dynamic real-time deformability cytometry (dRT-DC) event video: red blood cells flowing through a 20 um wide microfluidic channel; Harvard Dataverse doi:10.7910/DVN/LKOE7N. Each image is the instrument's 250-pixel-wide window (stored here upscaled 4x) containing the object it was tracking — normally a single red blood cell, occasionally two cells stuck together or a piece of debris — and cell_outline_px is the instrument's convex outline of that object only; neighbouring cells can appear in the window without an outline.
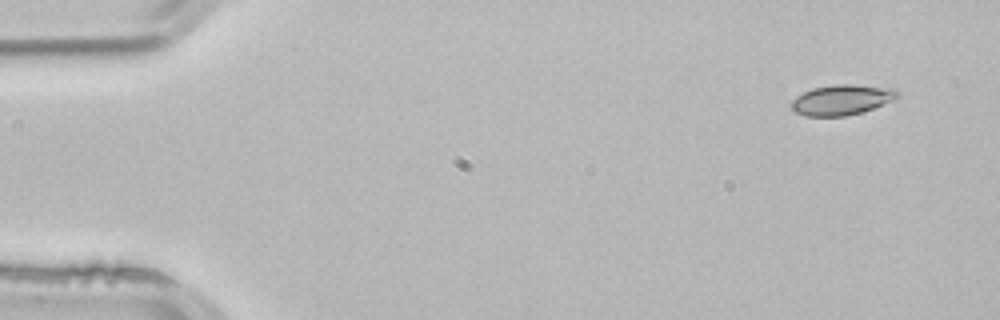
{"species": "common noctule bat (a hibernating species)", "species_latin": "Nyctalus noctula", "temperature_condition": "room temperature", "stored_images_in_passage": 3, "camera_frame_rate_fps": 3000, "um_per_image_px": 0.085, "animal": {"sex": "male", "body_mass_g": 21.5, "forearm_length_mm": 52.0}, "frame": {"image": 1, "passage_image": 1, "time_ms": 0.0, "image_size_px": [1000, 320], "cell_outline_px": [[900, 96], [896, 100], [860, 112], [844, 116], [804, 116], [796, 112], [788, 104], [796, 96], [812, 88], [836, 84], [852, 84], [896, 88], [900, 92]], "centroid_in_image_um": [71.57, 8.47], "position_along_channel_um": 13.4, "area_um2": 18.96}}
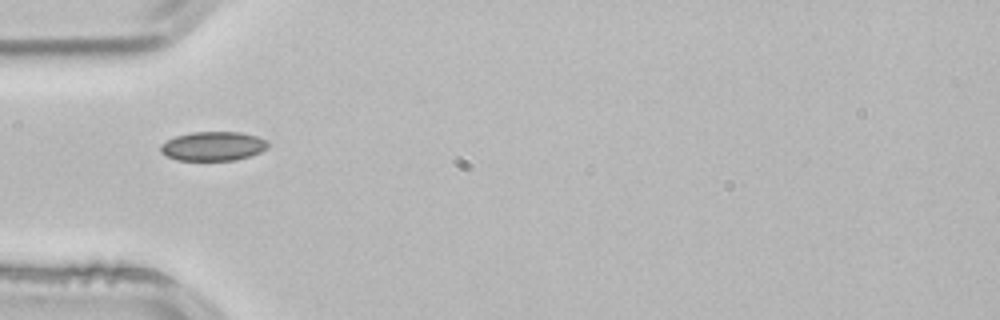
{"frame": {"image": 2, "passage_image": 3, "time_ms": 0.667, "image_size_px": [1000, 320], "cell_outline_px": [[268, 148], [260, 152], [236, 160], [176, 160], [164, 156], [160, 152], [160, 144], [176, 136], [192, 132], [240, 132], [256, 136], [268, 140]], "centroid_in_image_um": [18.09, 12.43], "position_along_channel_um": 66.9, "area_um2": 18.32}}